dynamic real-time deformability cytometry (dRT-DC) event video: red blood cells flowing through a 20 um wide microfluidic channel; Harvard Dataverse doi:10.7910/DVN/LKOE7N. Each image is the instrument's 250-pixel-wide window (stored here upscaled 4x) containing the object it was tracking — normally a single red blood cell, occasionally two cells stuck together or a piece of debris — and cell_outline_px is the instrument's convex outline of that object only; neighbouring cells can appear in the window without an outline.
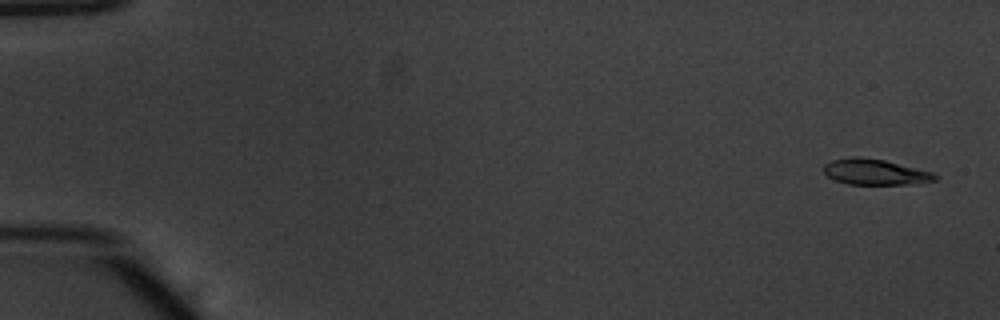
{"species": "common noctule bat (a hibernating species)", "species_latin": "Nyctalus noctula", "temperature_condition": "warm", "stored_images_in_passage": 54, "camera_frame_rate_fps": 3000, "um_per_image_px": 0.085, "animal": {"sex": "male", "body_mass_g": 20.1, "forearm_length_mm": 53.5}, "frame": {"image": 1, "passage_image": 3, "time_ms": 0.667, "image_size_px": [1000, 320], "cell_outline_px": [[940, 176], [936, 180], [920, 184], [848, 184], [836, 180], [828, 176], [824, 172], [824, 164], [832, 160], [852, 156], [856, 156], [884, 160], [932, 172]], "centroid_in_image_um": [74.42, 14.62], "position_along_channel_um": 10.6, "area_um2": 16.7}}
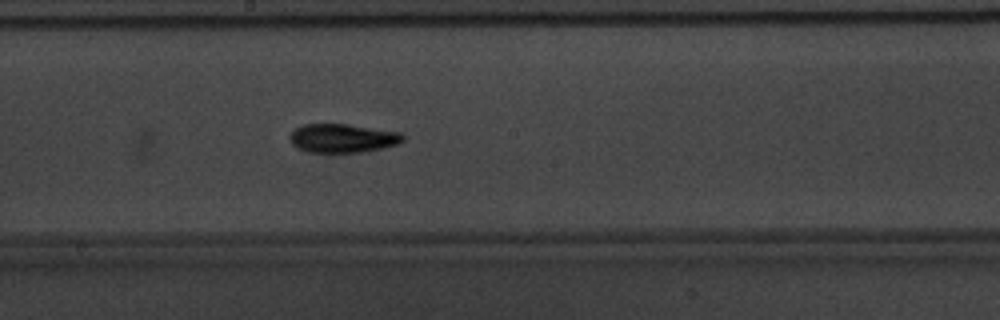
{"frame": {"image": 2, "passage_image": 31, "time_ms": 10.0, "image_size_px": [1000, 320], "cell_outline_px": [[404, 140], [400, 144], [360, 152], [308, 152], [292, 144], [288, 136], [296, 128], [304, 124], [348, 124], [400, 132], [404, 136]], "centroid_in_image_um": [29.13, 11.74], "position_along_channel_um": 219.1, "area_um2": 18.84}}
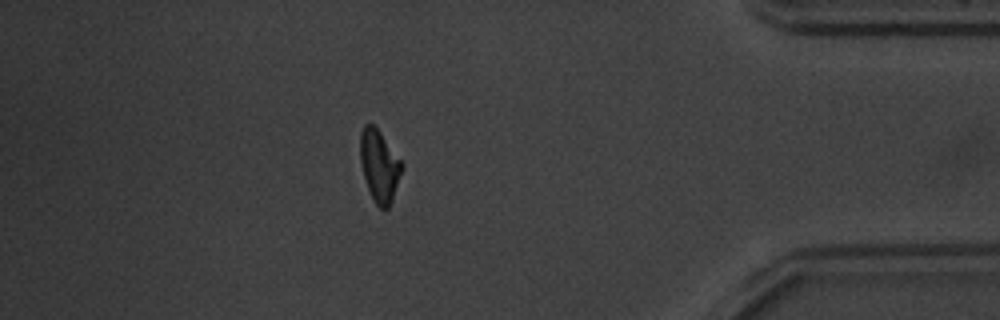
{"frame": {"image": 3, "passage_image": 48, "time_ms": 15.667, "image_size_px": [1000, 320], "cell_outline_px": [[404, 168], [392, 200], [388, 208], [380, 208], [372, 200], [364, 176], [360, 160], [360, 132], [364, 124], [372, 124], [380, 132], [404, 164]], "centroid_in_image_um": [32.25, 14.1], "position_along_channel_um": 402.9, "area_um2": 17.46}, "authors_computed_cell_mechanics": {"area_um2": 17.7735, "velocity_mm_per_s": 3.8555, "shape_relaxation_time_tau1_ms": 3.2268, "shape_relaxation_time_tau2_ms": 5.8256, "deformation_change_tau1": 0.1553, "deformation_change_tau2": 0.129}}